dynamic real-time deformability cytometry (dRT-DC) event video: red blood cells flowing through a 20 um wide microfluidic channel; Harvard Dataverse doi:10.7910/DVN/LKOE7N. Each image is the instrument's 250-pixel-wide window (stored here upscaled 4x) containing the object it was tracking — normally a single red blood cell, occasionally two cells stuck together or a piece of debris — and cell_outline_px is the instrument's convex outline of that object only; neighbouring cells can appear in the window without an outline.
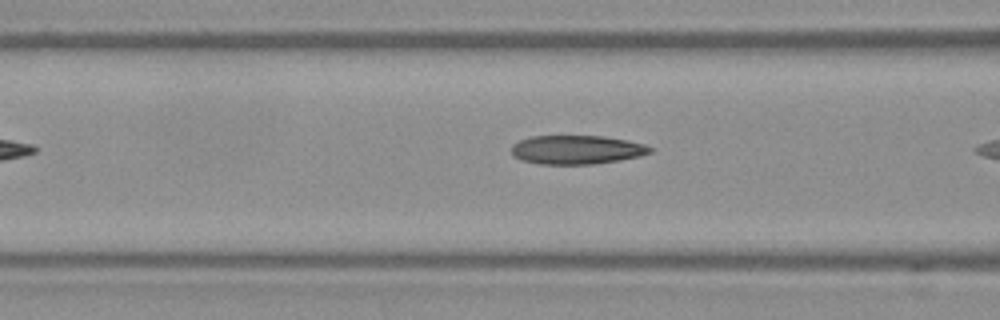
{"species": "Egyptian fruit bat (a non-hibernating species)", "species_latin": "Rousettus aegyptiacus", "temperature_condition": "warm", "stored_images_in_passage": 6, "camera_frame_rate_fps": 3000, "um_per_image_px": 0.085, "frame": {"image": 1, "passage_image": 5, "time_ms": 1.333, "image_size_px": [1000, 320], "cell_outline_px": [[652, 152], [640, 156], [620, 160], [592, 164], [540, 164], [520, 160], [512, 156], [512, 144], [520, 140], [532, 136], [604, 136], [628, 140], [644, 144], [652, 148]], "centroid_in_image_um": [49.01, 12.73], "position_along_channel_um": 117.6, "area_um2": 23.41}}